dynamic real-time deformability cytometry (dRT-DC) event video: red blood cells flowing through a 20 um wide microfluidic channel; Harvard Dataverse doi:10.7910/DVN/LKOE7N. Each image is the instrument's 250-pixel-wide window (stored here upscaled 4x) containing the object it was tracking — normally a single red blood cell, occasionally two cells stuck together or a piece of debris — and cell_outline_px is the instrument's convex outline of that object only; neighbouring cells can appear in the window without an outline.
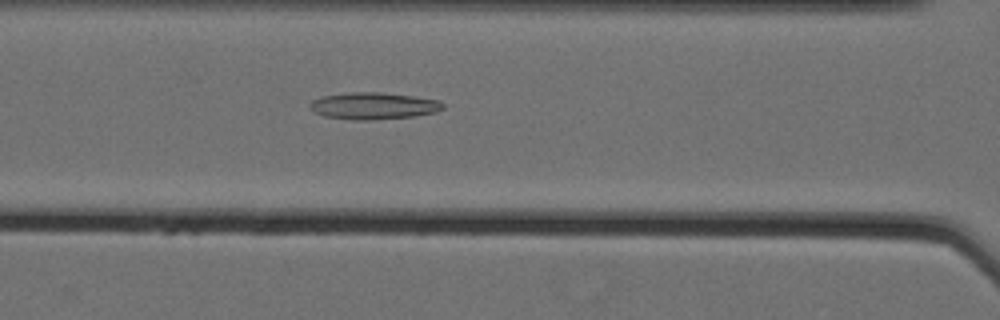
{"species": "Egyptian fruit bat (a non-hibernating species)", "species_latin": "Rousettus aegyptiacus", "temperature_condition": "cold", "stored_images_in_passage": 41, "camera_frame_rate_fps": 3000, "um_per_image_px": 0.085, "animal": {"sex": "female"}, "frame": {"image": 1, "passage_image": 14, "time_ms": 4.333, "image_size_px": [1000, 320], "cell_outline_px": [[444, 108], [436, 112], [416, 116], [376, 120], [352, 120], [324, 116], [316, 112], [308, 104], [312, 100], [324, 96], [348, 92], [380, 92], [412, 96], [440, 100], [444, 104]], "centroid_in_image_um": [31.78, 9.0], "position_along_channel_um": 134.8, "area_um2": 20.92}}
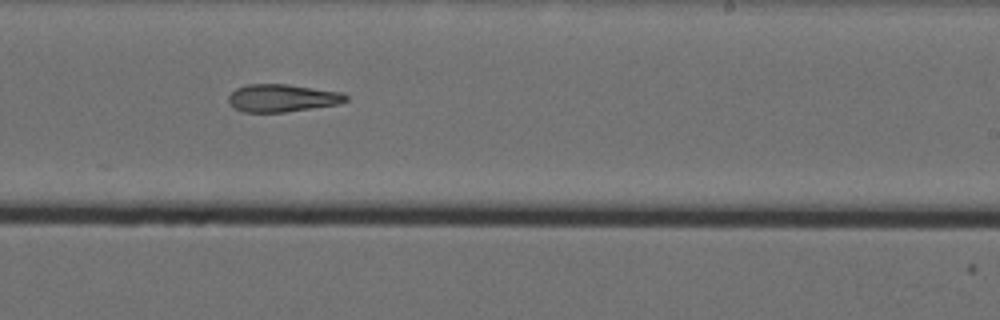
{"frame": {"image": 2, "passage_image": 25, "time_ms": 8.0, "image_size_px": [1000, 320], "cell_outline_px": [[348, 100], [340, 104], [284, 112], [244, 112], [236, 108], [228, 100], [228, 96], [236, 88], [248, 84], [288, 84], [340, 92], [348, 96]], "centroid_in_image_um": [24.01, 8.33], "position_along_channel_um": 265.0, "area_um2": 18.79}}
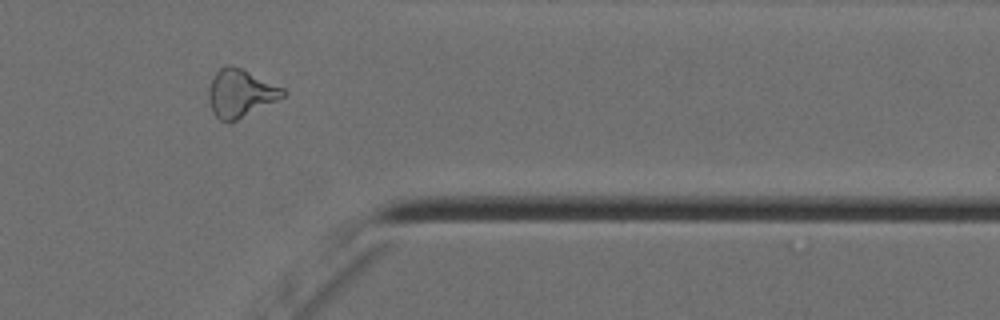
{"frame": {"image": 3, "passage_image": 36, "time_ms": 11.667, "image_size_px": [1000, 320], "cell_outline_px": [[288, 92], [284, 96], [228, 124], [220, 120], [212, 112], [208, 96], [208, 88], [216, 72], [220, 68], [228, 64], [240, 68], [284, 88]], "centroid_in_image_um": [20.41, 7.93], "position_along_channel_um": 391.0, "area_um2": 20.4}}